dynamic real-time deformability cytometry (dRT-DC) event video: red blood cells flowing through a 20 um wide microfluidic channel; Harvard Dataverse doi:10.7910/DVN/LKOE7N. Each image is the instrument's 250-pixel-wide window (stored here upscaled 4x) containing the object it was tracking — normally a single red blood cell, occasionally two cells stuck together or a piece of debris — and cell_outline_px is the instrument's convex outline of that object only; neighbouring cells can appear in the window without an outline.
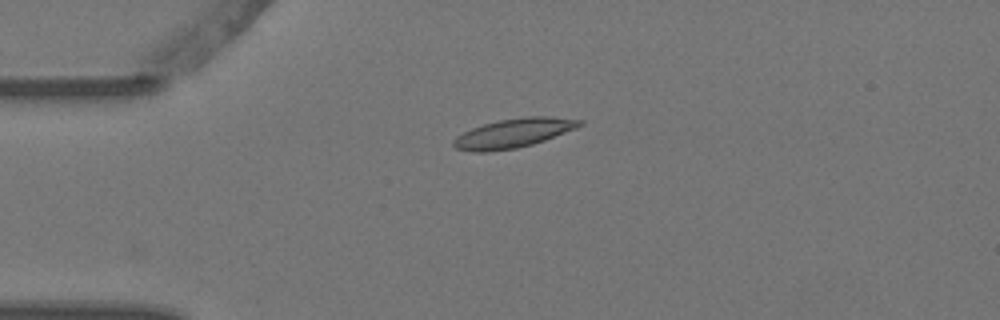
{"species": "Egyptian fruit bat (a non-hibernating species)", "species_latin": "Rousettus aegyptiacus", "temperature_condition": "warm", "stored_images_in_passage": 2, "camera_frame_rate_fps": 3000, "um_per_image_px": 0.085, "animal": {"sex": "female"}, "frame": {"image": 1, "passage_image": 1, "time_ms": 0.0, "image_size_px": [1000, 320], "cell_outline_px": [[584, 124], [576, 128], [544, 140], [532, 144], [516, 148], [484, 152], [472, 152], [456, 148], [452, 144], [452, 140], [456, 136], [472, 128], [484, 124], [500, 120], [524, 116], [552, 116], [584, 120]], "centroid_in_image_um": [43.65, 11.3], "position_along_channel_um": 41.3, "area_um2": 21.39}}